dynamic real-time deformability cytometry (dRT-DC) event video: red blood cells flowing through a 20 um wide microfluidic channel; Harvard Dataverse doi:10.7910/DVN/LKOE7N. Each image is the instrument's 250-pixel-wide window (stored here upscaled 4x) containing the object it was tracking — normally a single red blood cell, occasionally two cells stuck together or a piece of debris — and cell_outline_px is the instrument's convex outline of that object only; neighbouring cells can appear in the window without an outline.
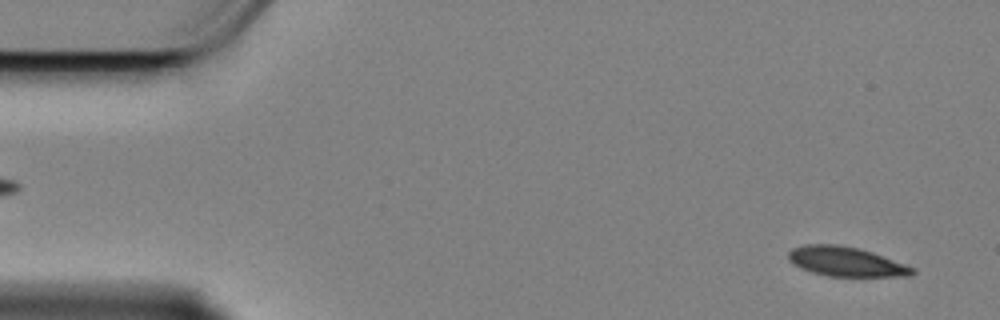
{"species": "Egyptian fruit bat (a non-hibernating species)", "species_latin": "Rousettus aegyptiacus", "temperature_condition": "cold", "stored_images_in_passage": 57, "camera_frame_rate_fps": 3000, "um_per_image_px": 0.085, "animal": {"sex": "female"}, "frame": {"image": 1, "passage_image": 2, "time_ms": 0.333, "image_size_px": [1000, 320], "cell_outline_px": [[916, 272], [912, 276], [828, 276], [812, 272], [800, 268], [792, 264], [788, 260], [788, 252], [792, 248], [804, 244], [836, 244], [856, 248], [872, 252], [916, 268]], "centroid_in_image_um": [71.89, 22.24], "position_along_channel_um": 13.1, "area_um2": 21.39}}
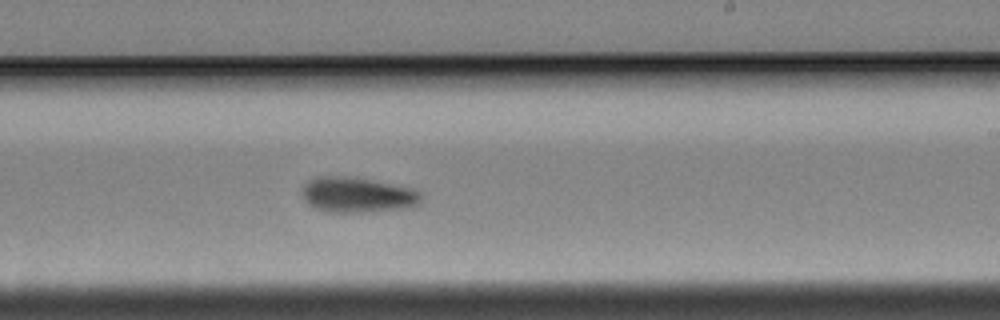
{"frame": {"image": 2, "passage_image": 33, "time_ms": 10.667, "image_size_px": [1000, 320], "cell_outline_px": [[424, 200], [420, 204], [412, 208], [360, 212], [324, 212], [308, 204], [304, 200], [300, 192], [304, 184], [308, 180], [316, 176], [344, 176], [368, 180], [412, 188], [420, 192], [424, 196]], "centroid_in_image_um": [30.38, 16.58], "position_along_channel_um": 258.6, "area_um2": 24.8}}
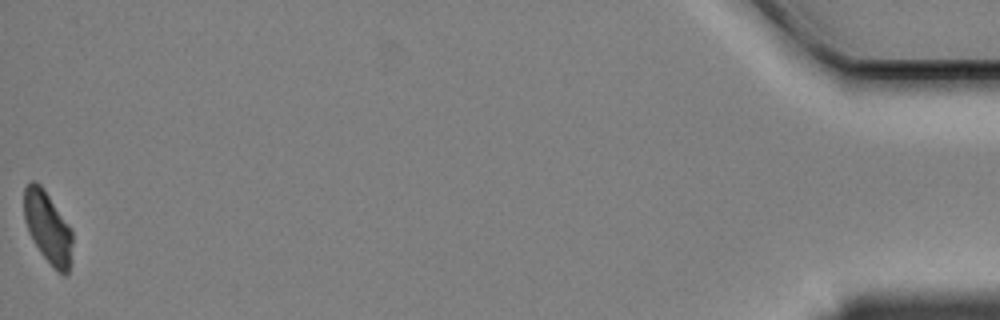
{"frame": {"image": 3, "passage_image": 57, "time_ms": 18.667, "image_size_px": [1000, 320], "cell_outline_px": [[72, 264], [68, 272], [64, 276], [40, 252], [32, 240], [28, 232], [24, 220], [24, 188], [32, 180], [36, 180], [44, 188], [72, 228]], "centroid_in_image_um": [4.07, 19.3], "position_along_channel_um": 431.1, "area_um2": 20.46}, "authors_computed_cell_mechanics": {"area_um2": 22.5998, "velocity_mm_per_s": 3.3858, "shape_relaxation_time_tau1_ms": 4.4192, "shape_relaxation_time_tau2_ms": null, "deformation_change_tau1": 0.095, "deformation_change_tau2": null}}